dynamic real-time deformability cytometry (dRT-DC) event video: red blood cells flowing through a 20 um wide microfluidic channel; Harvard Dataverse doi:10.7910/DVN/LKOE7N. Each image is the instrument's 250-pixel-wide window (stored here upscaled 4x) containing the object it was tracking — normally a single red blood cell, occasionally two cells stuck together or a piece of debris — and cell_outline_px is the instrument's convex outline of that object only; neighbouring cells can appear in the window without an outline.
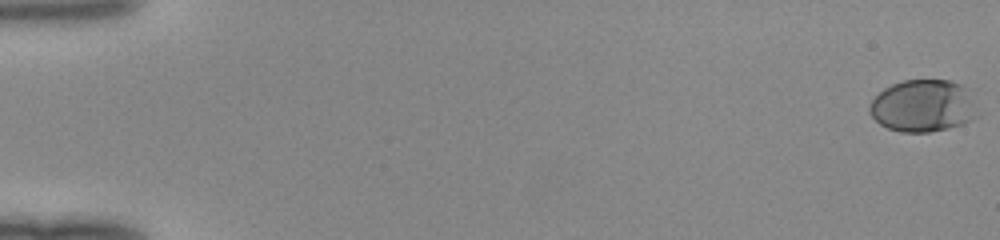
{"species": "human", "species_latin": "Homo sapiens", "temperature_condition": "room temperature", "stored_images_in_passage": 51, "camera_frame_rate_fps": 3000, "um_per_image_px": 0.085, "donor": {"sex": "female"}, "frame": {"image": 1, "passage_image": 1, "time_ms": 0.0, "image_size_px": [1000, 240], "cell_outline_px": [[980, 116], [964, 124], [948, 128], [928, 132], [900, 132], [888, 128], [880, 124], [868, 112], [868, 104], [884, 88], [900, 80], [952, 80], [964, 84]], "centroid_in_image_um": [78.47, 8.99], "position_along_channel_um": 6.5, "area_um2": 33.18}}
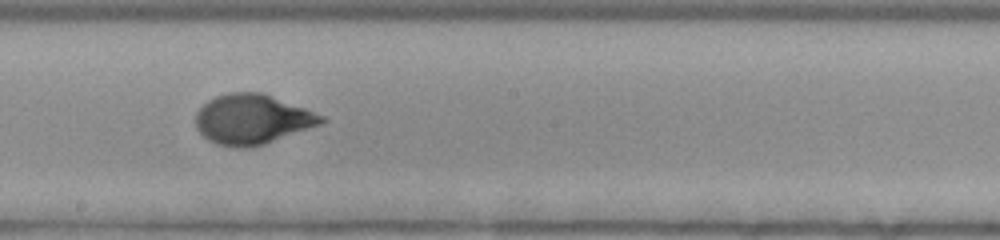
{"frame": {"image": 2, "passage_image": 30, "time_ms": 9.667, "image_size_px": [1000, 240], "cell_outline_px": [[328, 120], [320, 124], [264, 144], [252, 148], [236, 148], [216, 144], [208, 140], [196, 128], [196, 112], [208, 100], [216, 96], [228, 92], [264, 92], [324, 116]], "centroid_in_image_um": [21.42, 10.14], "position_along_channel_um": 226.8, "area_um2": 36.53}}
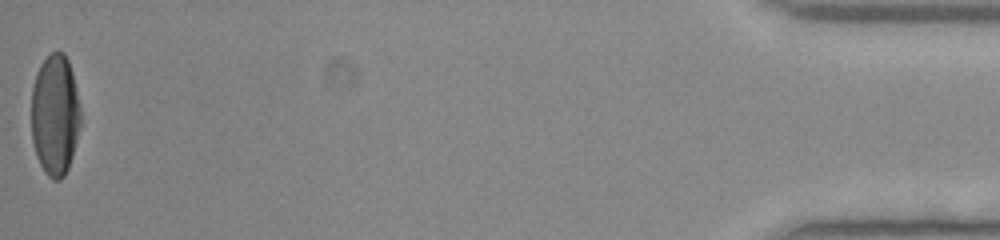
{"frame": {"image": 3, "passage_image": 51, "time_ms": 16.667, "image_size_px": [1000, 240], "cell_outline_px": [[80, 124], [72, 156], [68, 168], [64, 176], [60, 180], [52, 180], [44, 172], [36, 156], [32, 140], [32, 88], [36, 72], [40, 64], [52, 52], [64, 52], [68, 60], [72, 72], [80, 108]], "centroid_in_image_um": [4.66, 9.78], "position_along_channel_um": 430.5, "area_um2": 34.68}}